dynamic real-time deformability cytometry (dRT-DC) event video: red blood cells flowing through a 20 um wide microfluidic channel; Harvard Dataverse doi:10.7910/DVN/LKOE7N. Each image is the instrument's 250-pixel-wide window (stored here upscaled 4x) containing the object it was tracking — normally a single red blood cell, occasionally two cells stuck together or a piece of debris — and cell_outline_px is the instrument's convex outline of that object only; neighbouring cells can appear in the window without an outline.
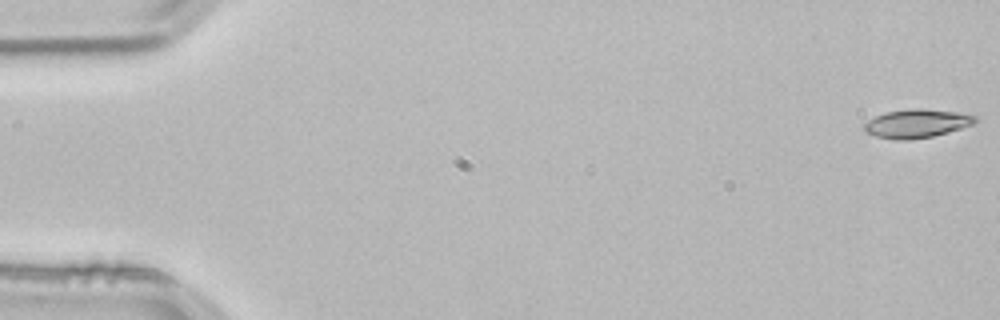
{"species": "common noctule bat (a hibernating species)", "species_latin": "Nyctalus noctula", "temperature_condition": "room temperature", "stored_images_in_passage": 53, "camera_frame_rate_fps": 3000, "um_per_image_px": 0.085, "animal": {"sex": "male", "body_mass_g": 21.5, "forearm_length_mm": 52.0}, "frame": {"image": 1, "passage_image": 1, "time_ms": 0.0, "image_size_px": [1000, 320], "cell_outline_px": [[980, 120], [976, 124], [948, 132], [932, 136], [908, 140], [900, 140], [876, 136], [864, 132], [864, 124], [868, 120], [876, 116], [888, 112], [916, 108], [920, 108], [960, 112], [976, 116]], "centroid_in_image_um": [77.99, 10.49], "position_along_channel_um": 7.0, "area_um2": 18.5}}
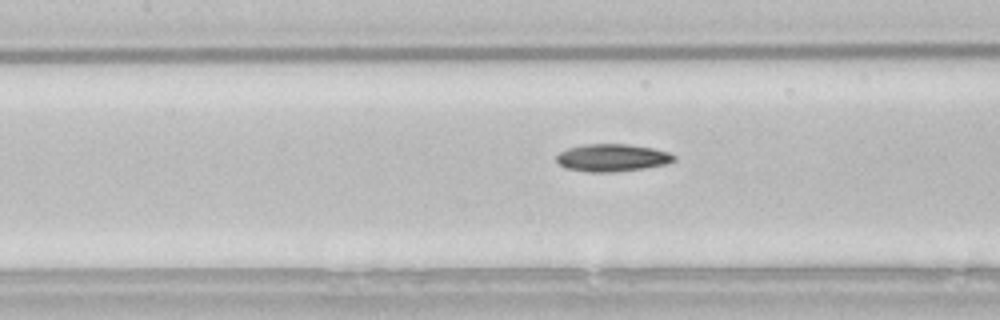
{"frame": {"image": 2, "passage_image": 24, "time_ms": 7.667, "image_size_px": [1000, 320], "cell_outline_px": [[676, 160], [664, 164], [644, 168], [612, 172], [588, 172], [564, 168], [556, 160], [556, 156], [560, 152], [568, 148], [584, 144], [628, 144], [652, 148], [672, 152], [676, 156]], "centroid_in_image_um": [52.04, 13.4], "position_along_channel_um": 155.4, "area_um2": 18.9}}
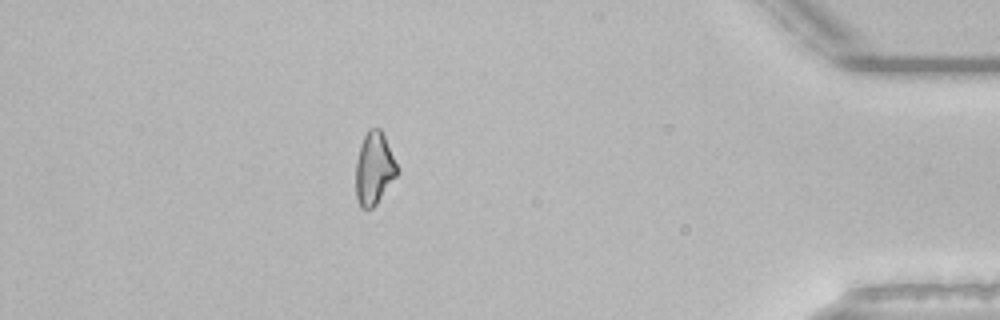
{"frame": {"image": 3, "passage_image": 47, "time_ms": 15.333, "image_size_px": [1000, 320], "cell_outline_px": [[400, 172], [376, 204], [372, 208], [360, 208], [356, 196], [356, 160], [360, 144], [368, 128], [380, 128], [400, 168]], "centroid_in_image_um": [31.82, 14.31], "position_along_channel_um": 403.4, "area_um2": 17.69}, "authors_computed_cell_mechanics": {"area_um2": 18.0914, "velocity_mm_per_s": 3.8506, "shape_relaxation_time_tau1_ms": null, "shape_relaxation_time_tau2_ms": 9.4467, "deformation_change_tau1": null, "deformation_change_tau2": 0.2014}}